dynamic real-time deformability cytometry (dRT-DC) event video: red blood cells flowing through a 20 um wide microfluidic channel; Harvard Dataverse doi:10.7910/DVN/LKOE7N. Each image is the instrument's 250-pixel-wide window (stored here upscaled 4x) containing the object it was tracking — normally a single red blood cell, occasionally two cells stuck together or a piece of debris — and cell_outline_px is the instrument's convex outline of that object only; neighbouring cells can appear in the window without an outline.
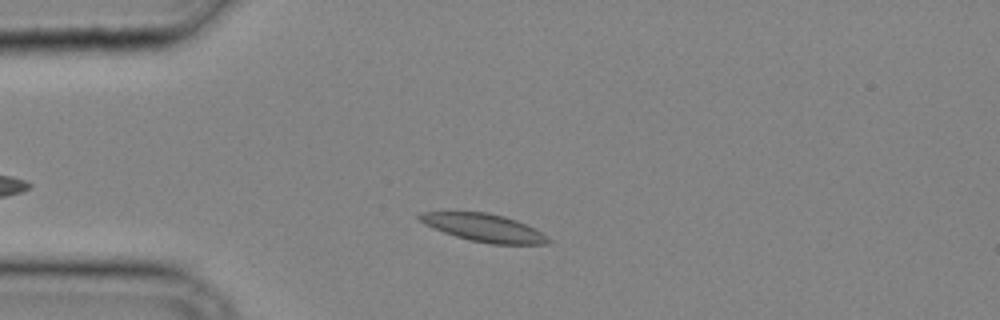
{"species": "common noctule bat (a hibernating species)", "species_latin": "Nyctalus noctula", "temperature_condition": "cold", "stored_images_in_passage": 31, "camera_frame_rate_fps": 3000, "um_per_image_px": 0.085, "animal": {"sex": "male", "body_mass_g": 20.4}, "frame": {"image": 1, "passage_image": 5, "time_ms": 1.333, "image_size_px": [1000, 320], "cell_outline_px": [[552, 240], [548, 244], [492, 244], [472, 240], [456, 236], [444, 232], [424, 224], [416, 216], [420, 212], [488, 212], [504, 216], [516, 220], [536, 228], [548, 236]], "centroid_in_image_um": [41.18, 19.35], "position_along_channel_um": 43.8, "area_um2": 20.81}}
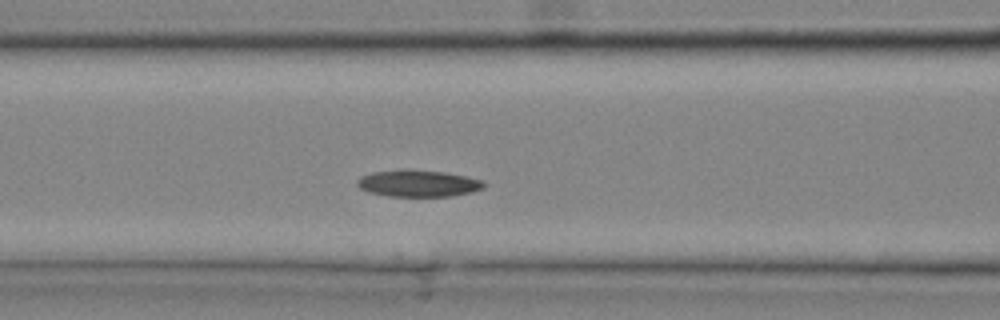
{"frame": {"image": 2, "passage_image": 11, "time_ms": 3.333, "image_size_px": [1000, 320], "cell_outline_px": [[484, 188], [472, 192], [452, 196], [388, 196], [368, 192], [360, 188], [356, 184], [356, 180], [360, 176], [372, 172], [444, 172], [468, 176], [484, 180]], "centroid_in_image_um": [35.58, 15.63], "position_along_channel_um": 131.0, "area_um2": 19.07}}
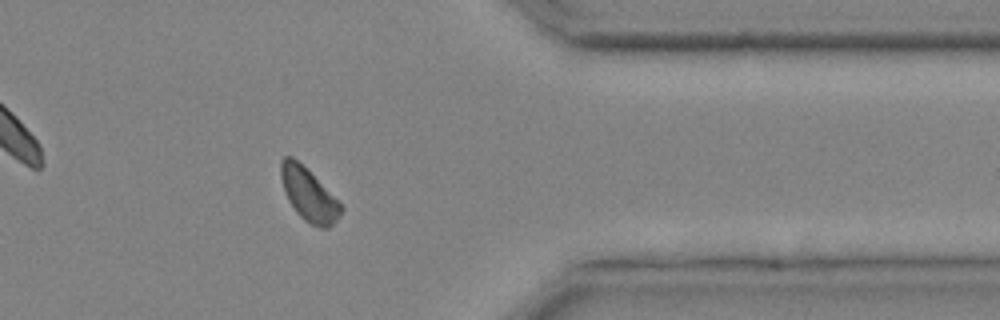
{"frame": {"image": 3, "passage_image": 26, "time_ms": 8.333, "image_size_px": [1000, 320], "cell_outline_px": [[344, 208], [340, 216], [328, 228], [320, 228], [304, 220], [296, 212], [288, 200], [284, 192], [280, 176], [280, 160], [284, 156], [292, 156]], "centroid_in_image_um": [26.19, 16.56], "position_along_channel_um": 385.2, "area_um2": 17.86}}